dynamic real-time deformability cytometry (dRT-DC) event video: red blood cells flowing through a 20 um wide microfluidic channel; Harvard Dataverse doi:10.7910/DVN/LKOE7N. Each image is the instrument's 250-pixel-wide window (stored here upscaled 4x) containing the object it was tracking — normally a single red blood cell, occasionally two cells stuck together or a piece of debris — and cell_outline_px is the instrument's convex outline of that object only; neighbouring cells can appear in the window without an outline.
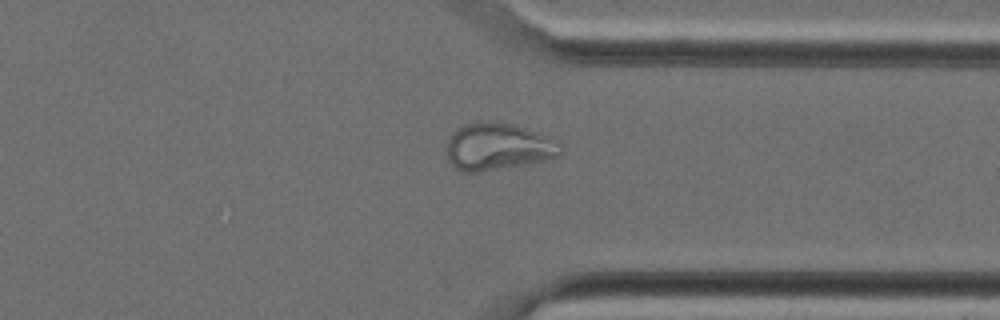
{"species": "Egyptian fruit bat (a non-hibernating species)", "species_latin": "Rousettus aegyptiacus", "temperature_condition": "cold", "stored_images_in_passage": 34, "camera_frame_rate_fps": 3000, "um_per_image_px": 0.085, "animal": {"sex": "female"}, "frame": {"image": 1, "passage_image": 25, "time_ms": 8.0, "image_size_px": [1000, 320], "cell_outline_px": [[564, 152], [560, 156], [544, 160], [476, 172], [460, 172], [448, 164], [448, 140], [452, 132], [456, 128], [464, 124], [488, 120], [512, 124], [560, 140], [564, 144]], "centroid_in_image_um": [42.35, 12.45], "position_along_channel_um": 369.0, "area_um2": 31.56}}
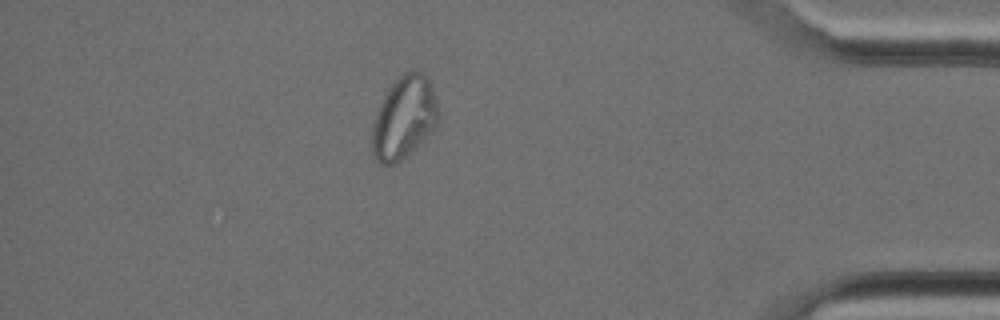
{"frame": {"image": 2, "passage_image": 29, "time_ms": 9.333, "image_size_px": [1000, 320], "cell_outline_px": [[436, 124], [432, 132], [408, 156], [396, 164], [380, 164], [372, 156], [372, 120], [388, 88], [404, 72], [420, 72], [428, 76], [436, 100]], "centroid_in_image_um": [34.3, 10.05], "position_along_channel_um": 400.9, "area_um2": 31.79}}